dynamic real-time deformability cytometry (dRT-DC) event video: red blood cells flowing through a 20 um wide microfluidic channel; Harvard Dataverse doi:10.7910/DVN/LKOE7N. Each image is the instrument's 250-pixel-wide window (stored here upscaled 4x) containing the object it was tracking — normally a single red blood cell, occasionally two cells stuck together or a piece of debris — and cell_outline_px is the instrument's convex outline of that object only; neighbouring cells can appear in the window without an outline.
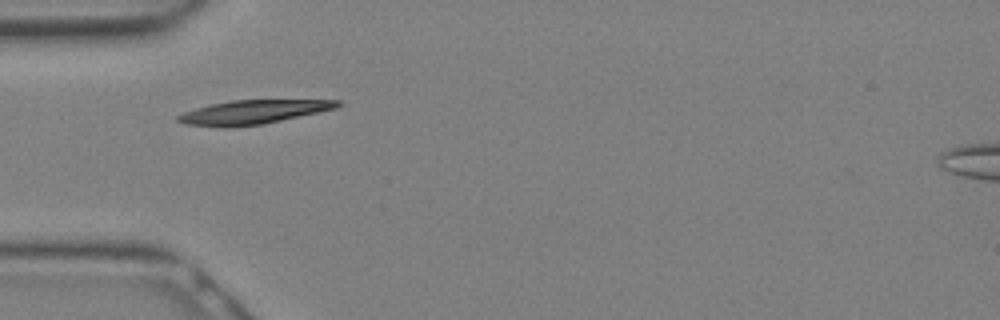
{"species": "Egyptian fruit bat (a non-hibernating species)", "species_latin": "Rousettus aegyptiacus", "temperature_condition": "warm", "stored_images_in_passage": 8, "camera_frame_rate_fps": 3000, "um_per_image_px": 0.085, "animal": {"sex": "female"}, "frame": {"image": 1, "passage_image": 1, "time_ms": 0.0, "image_size_px": [1000, 320], "cell_outline_px": [[344, 104], [336, 108], [280, 120], [260, 124], [228, 128], [184, 124], [176, 120], [176, 116], [184, 112], [208, 104], [232, 100], [340, 100]], "centroid_in_image_um": [21.46, 9.52], "position_along_channel_um": 63.5, "area_um2": 22.14}}
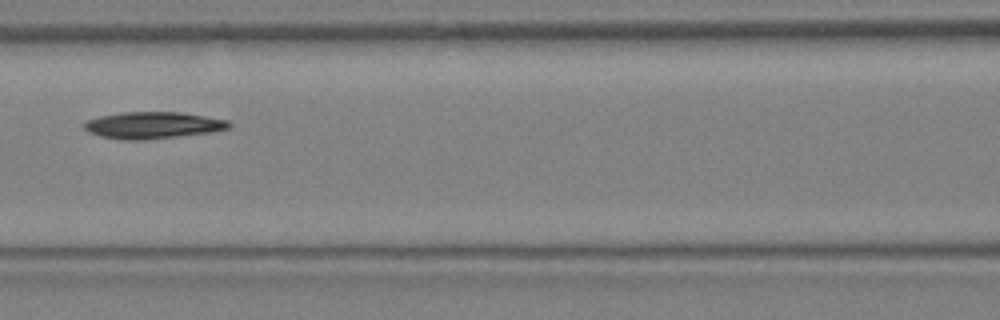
{"frame": {"image": 2, "passage_image": 5, "time_ms": 1.333, "image_size_px": [1000, 320], "cell_outline_px": [[232, 124], [228, 128], [212, 132], [144, 140], [120, 140], [100, 136], [88, 132], [84, 128], [84, 120], [100, 116], [124, 112], [180, 112], [228, 120]], "centroid_in_image_um": [12.96, 10.65], "position_along_channel_um": 153.6, "area_um2": 22.6}}
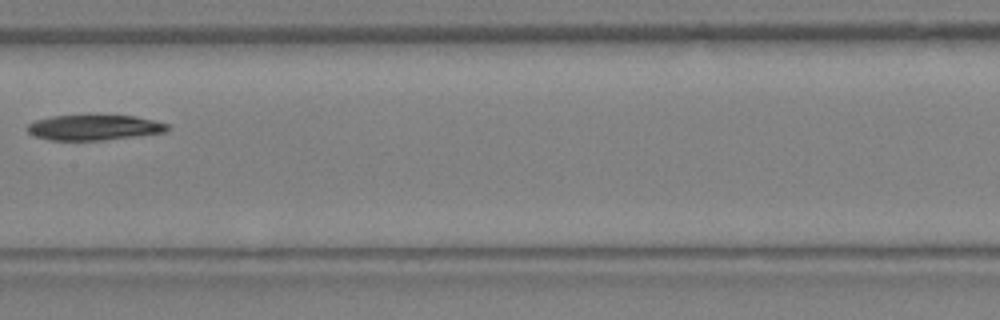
{"frame": {"image": 3, "passage_image": 7, "time_ms": 2.0, "image_size_px": [1000, 320], "cell_outline_px": [[168, 128], [164, 132], [136, 136], [104, 140], [48, 140], [36, 136], [28, 132], [28, 124], [36, 120], [52, 116], [136, 116], [168, 124]], "centroid_in_image_um": [7.98, 10.84], "position_along_channel_um": 199.4, "area_um2": 20.29}}